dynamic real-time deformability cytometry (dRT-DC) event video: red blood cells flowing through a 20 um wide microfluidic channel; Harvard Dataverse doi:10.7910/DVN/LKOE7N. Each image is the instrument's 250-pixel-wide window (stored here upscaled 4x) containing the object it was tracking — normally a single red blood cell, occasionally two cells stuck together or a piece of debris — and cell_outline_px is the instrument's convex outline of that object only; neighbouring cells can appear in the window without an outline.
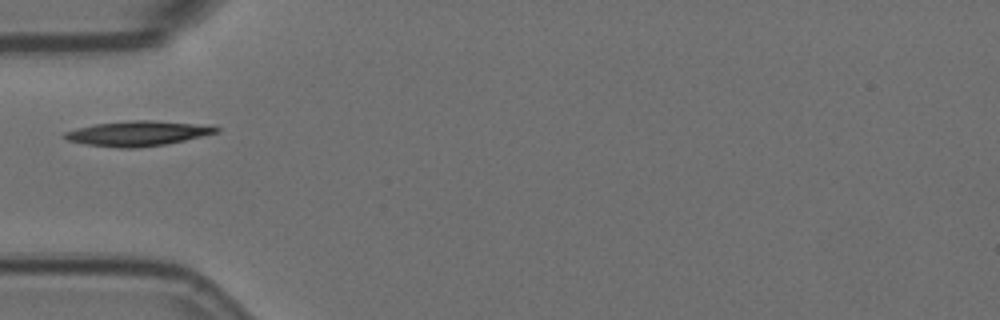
{"species": "Egyptian fruit bat (a non-hibernating species)", "species_latin": "Rousettus aegyptiacus", "temperature_condition": "room temperature", "stored_images_in_passage": 1, "camera_frame_rate_fps": 3000, "um_per_image_px": 0.085, "animal": {"sex": "female"}, "frame": {"image": 1, "passage_image": 1, "time_ms": 0.0, "image_size_px": [1000, 320], "cell_outline_px": [[220, 132], [184, 140], [164, 144], [136, 148], [120, 148], [84, 144], [68, 140], [60, 136], [64, 132], [76, 128], [96, 124], [132, 120], [148, 120], [192, 124], [220, 128]], "centroid_in_image_um": [11.61, 11.35], "position_along_channel_um": 73.4, "area_um2": 21.68}}